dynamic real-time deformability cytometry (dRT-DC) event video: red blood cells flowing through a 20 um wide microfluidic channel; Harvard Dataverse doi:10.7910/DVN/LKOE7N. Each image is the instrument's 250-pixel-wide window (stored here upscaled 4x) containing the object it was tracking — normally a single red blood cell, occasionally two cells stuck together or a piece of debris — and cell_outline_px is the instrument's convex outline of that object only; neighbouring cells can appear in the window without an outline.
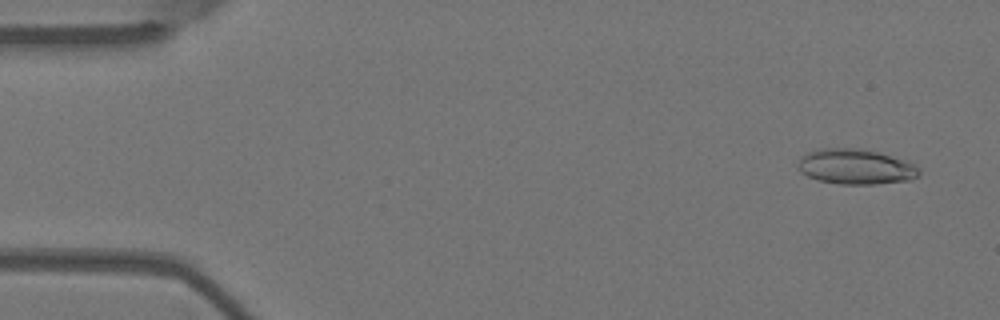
{"species": "Egyptian fruit bat (a non-hibernating species)", "species_latin": "Rousettus aegyptiacus", "temperature_condition": "warm", "stored_images_in_passage": 12, "camera_frame_rate_fps": 3000, "um_per_image_px": 0.085, "animal": {"sex": "female"}, "frame": {"image": 1, "passage_image": 3, "time_ms": 0.667, "image_size_px": [1000, 320], "cell_outline_px": [[920, 172], [912, 180], [872, 184], [840, 184], [820, 180], [808, 176], [800, 172], [800, 156], [808, 152], [824, 148], [860, 148], [880, 152], [908, 160], [916, 164], [920, 168]], "centroid_in_image_um": [72.8, 14.16], "position_along_channel_um": 12.2, "area_um2": 24.97}}